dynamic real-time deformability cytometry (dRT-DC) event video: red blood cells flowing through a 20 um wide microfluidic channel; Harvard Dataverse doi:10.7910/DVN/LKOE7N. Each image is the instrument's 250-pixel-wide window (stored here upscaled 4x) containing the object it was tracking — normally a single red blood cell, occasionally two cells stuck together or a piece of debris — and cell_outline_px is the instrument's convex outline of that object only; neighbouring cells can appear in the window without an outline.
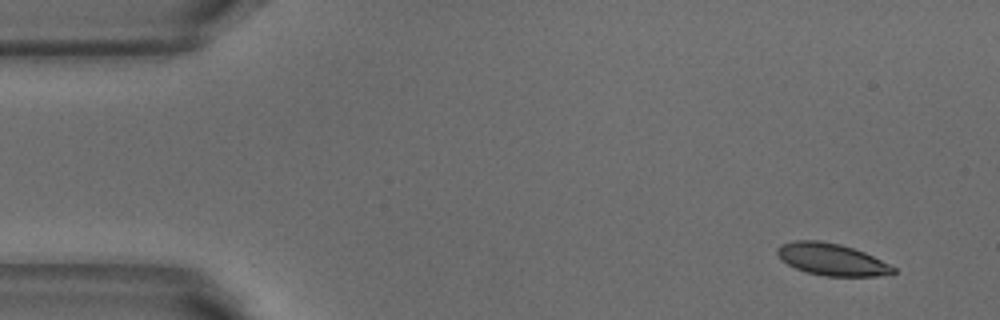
{"species": "common noctule bat (a hibernating species)", "species_latin": "Nyctalus noctula", "temperature_condition": "warm", "stored_images_in_passage": 4, "camera_frame_rate_fps": 3000, "um_per_image_px": 0.085, "animal": {"sex": "male", "body_mass_g": 18.8}, "frame": {"image": 1, "passage_image": 1, "time_ms": 0.0, "image_size_px": [1000, 320], "cell_outline_px": [[896, 272], [876, 276], [824, 276], [808, 272], [796, 268], [788, 264], [776, 252], [776, 248], [780, 244], [792, 240], [820, 240], [840, 244], [864, 252], [896, 268]], "centroid_in_image_um": [70.66, 22.03], "position_along_channel_um": 14.3, "area_um2": 21.39}}
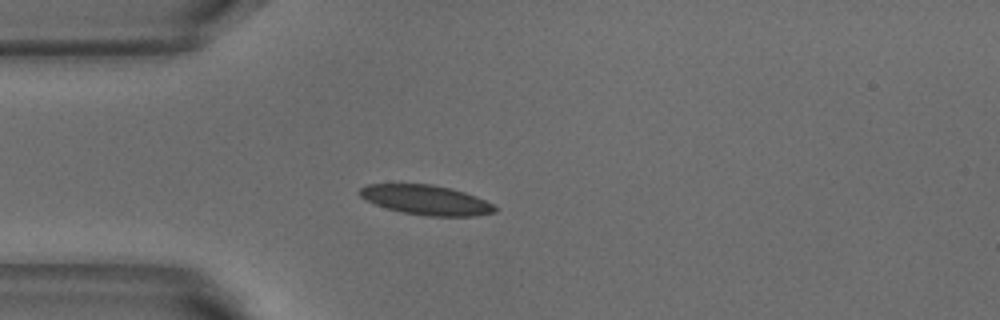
{"frame": {"image": 2, "passage_image": 4, "time_ms": 1.0, "image_size_px": [1000, 320], "cell_outline_px": [[496, 212], [472, 216], [428, 216], [404, 212], [388, 208], [376, 204], [360, 196], [356, 192], [360, 188], [368, 184], [432, 184], [452, 188], [476, 196], [492, 204], [496, 208]], "centroid_in_image_um": [36.21, 16.98], "position_along_channel_um": 48.8, "area_um2": 23.18}}